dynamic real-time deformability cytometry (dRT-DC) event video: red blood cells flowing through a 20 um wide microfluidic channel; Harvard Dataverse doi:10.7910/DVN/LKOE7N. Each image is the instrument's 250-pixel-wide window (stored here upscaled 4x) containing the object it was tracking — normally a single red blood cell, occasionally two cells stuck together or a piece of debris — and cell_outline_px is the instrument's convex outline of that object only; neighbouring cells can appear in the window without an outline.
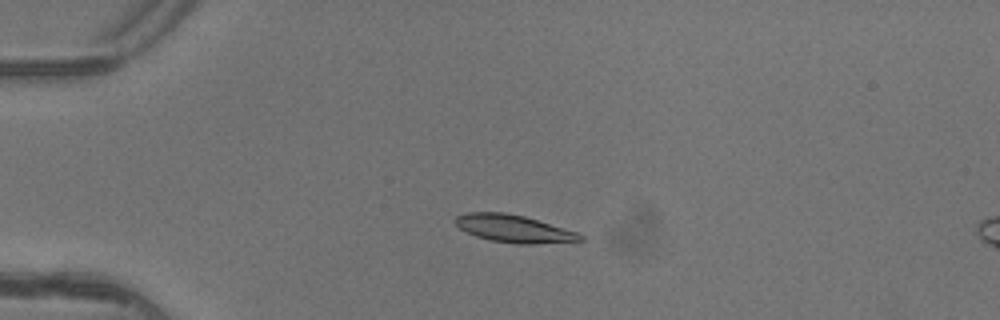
{"species": "common noctule bat (a hibernating species)", "species_latin": "Nyctalus noctula", "temperature_condition": "warm", "stored_images_in_passage": 5, "camera_frame_rate_fps": 3000, "um_per_image_px": 0.085, "animal": {"sex": "female"}, "frame": {"image": 1, "passage_image": 3, "time_ms": 0.667, "image_size_px": [1000, 320], "cell_outline_px": [[588, 240], [532, 244], [520, 244], [492, 240], [476, 236], [460, 228], [452, 220], [456, 216], [468, 212], [504, 212], [524, 216], [576, 232], [584, 236]], "centroid_in_image_um": [43.67, 19.43], "position_along_channel_um": 41.3, "area_um2": 19.83}}
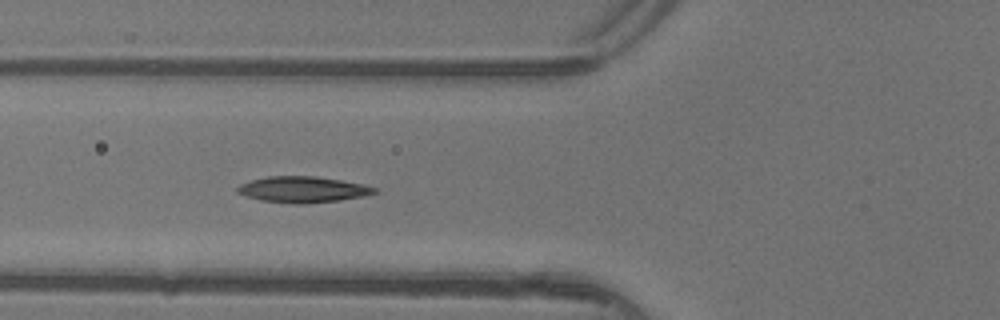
{"frame": {"image": 2, "passage_image": 5, "time_ms": 1.333, "image_size_px": [1000, 320], "cell_outline_px": [[380, 192], [364, 196], [340, 200], [304, 204], [292, 204], [260, 200], [236, 192], [236, 188], [240, 184], [252, 180], [268, 176], [316, 176], [340, 180], [360, 184], [376, 188]], "centroid_in_image_um": [25.74, 16.11], "position_along_channel_um": 100.1, "area_um2": 20.75}}